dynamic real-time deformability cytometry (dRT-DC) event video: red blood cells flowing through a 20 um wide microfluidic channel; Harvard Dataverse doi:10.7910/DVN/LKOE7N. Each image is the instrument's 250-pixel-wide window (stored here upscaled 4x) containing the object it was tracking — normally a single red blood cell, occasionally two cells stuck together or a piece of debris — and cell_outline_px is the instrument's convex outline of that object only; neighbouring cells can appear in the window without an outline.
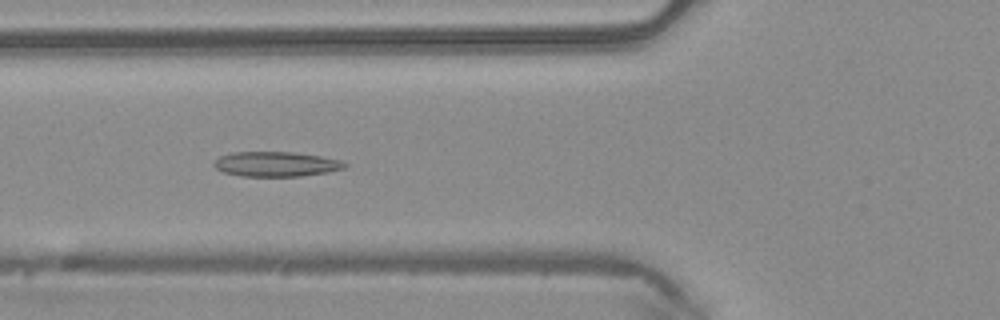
{"species": "common noctule bat (a hibernating species)", "species_latin": "Nyctalus noctula", "temperature_condition": "warm", "stored_images_in_passage": 46, "camera_frame_rate_fps": 3000, "um_per_image_px": 0.085, "animal": {"sex": "male", "body_mass_g": 20.4}, "frame": {"image": 1, "passage_image": 16, "time_ms": 5.0, "image_size_px": [1000, 320], "cell_outline_px": [[348, 164], [344, 168], [328, 172], [300, 176], [244, 176], [224, 172], [216, 168], [212, 164], [220, 156], [232, 152], [292, 152], [320, 156], [340, 160]], "centroid_in_image_um": [23.46, 13.94], "position_along_channel_um": 102.3, "area_um2": 18.79}}
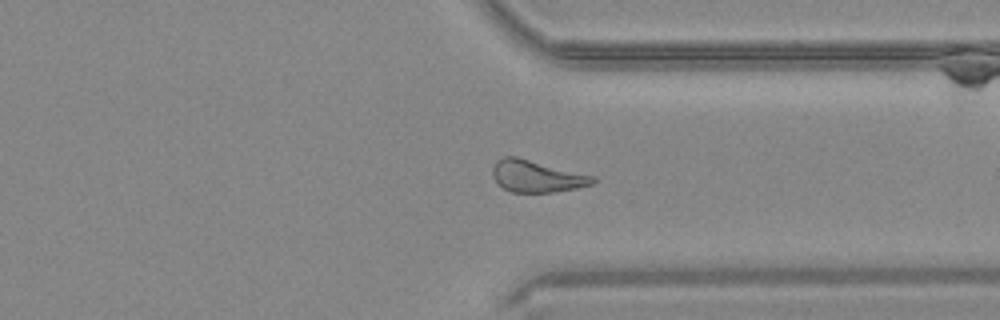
{"frame": {"image": 2, "passage_image": 35, "time_ms": 11.333, "image_size_px": [1000, 320], "cell_outline_px": [[596, 180], [592, 184], [576, 188], [552, 192], [512, 192], [504, 188], [492, 176], [492, 168], [496, 160], [504, 156], [516, 156], [596, 176]], "centroid_in_image_um": [45.62, 14.96], "position_along_channel_um": 365.8, "area_um2": 18.61}}
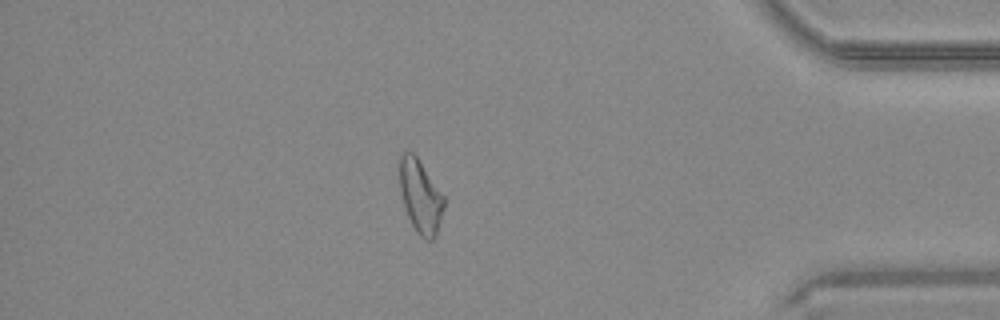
{"frame": {"image": 3, "passage_image": 40, "time_ms": 13.0, "image_size_px": [1000, 320], "cell_outline_px": [[444, 208], [436, 236], [432, 240], [424, 240], [416, 232], [408, 216], [400, 192], [400, 156], [404, 152], [412, 152], [416, 156], [444, 196]], "centroid_in_image_um": [35.74, 16.73], "position_along_channel_um": 399.5, "area_um2": 18.67}, "authors_computed_cell_mechanics": {"area_um2": 19.0162, "velocity_mm_per_s": 4.149, "shape_relaxation_time_tau1_ms": null, "shape_relaxation_time_tau2_ms": 3.2118, "deformation_change_tau1": null, "deformation_change_tau2": 0.1329}}